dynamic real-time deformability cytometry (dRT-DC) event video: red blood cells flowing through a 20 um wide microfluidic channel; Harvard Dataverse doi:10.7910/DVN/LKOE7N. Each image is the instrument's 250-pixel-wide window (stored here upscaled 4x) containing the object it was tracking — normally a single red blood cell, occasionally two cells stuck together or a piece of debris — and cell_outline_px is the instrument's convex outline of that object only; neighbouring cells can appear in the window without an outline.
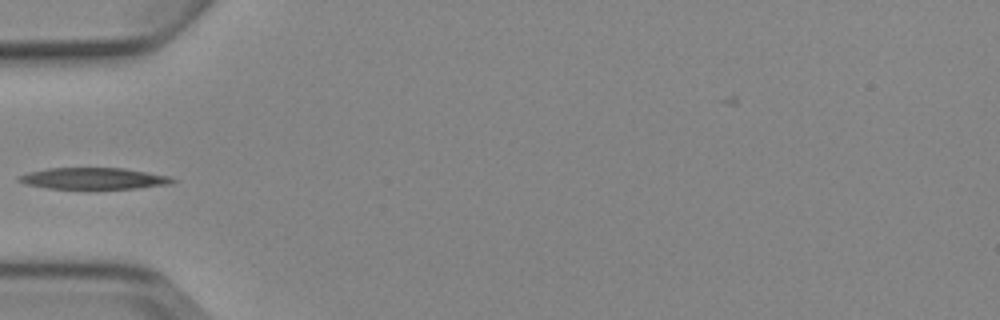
{"species": "Egyptian fruit bat (a non-hibernating species)", "species_latin": "Rousettus aegyptiacus", "temperature_condition": "cold", "stored_images_in_passage": 5, "camera_frame_rate_fps": 3000, "um_per_image_px": 0.085, "animal": {"sex": "female"}, "frame": {"image": 1, "passage_image": 5, "time_ms": 4.667, "image_size_px": [1000, 320], "cell_outline_px": [[176, 180], [172, 184], [136, 188], [48, 188], [24, 184], [16, 180], [16, 176], [28, 172], [48, 168], [124, 168], [168, 176]], "centroid_in_image_um": [7.9, 15.16], "position_along_channel_um": 77.1, "area_um2": 19.07}}